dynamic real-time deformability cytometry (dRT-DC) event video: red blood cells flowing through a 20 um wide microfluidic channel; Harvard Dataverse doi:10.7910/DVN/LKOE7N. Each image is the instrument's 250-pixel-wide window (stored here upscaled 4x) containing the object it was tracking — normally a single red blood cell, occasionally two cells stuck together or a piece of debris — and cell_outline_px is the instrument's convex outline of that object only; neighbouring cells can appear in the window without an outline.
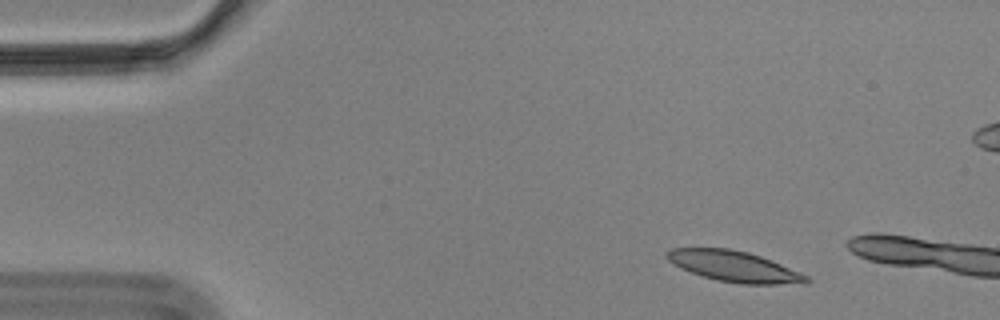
{"species": "Egyptian fruit bat (a non-hibernating species)", "species_latin": "Rousettus aegyptiacus", "temperature_condition": "cold", "stored_images_in_passage": 8, "camera_frame_rate_fps": 3000, "um_per_image_px": 0.085, "animal": {"sex": "male"}, "frame": {"image": 1, "passage_image": 4, "time_ms": 1.0, "image_size_px": [1000, 320], "cell_outline_px": [[812, 280], [808, 284], [740, 284], [716, 280], [680, 268], [668, 260], [664, 256], [664, 252], [672, 248], [728, 248], [748, 252], [760, 256], [800, 272], [808, 276]], "centroid_in_image_um": [62.42, 22.65], "position_along_channel_um": 22.6, "area_um2": 25.09}}